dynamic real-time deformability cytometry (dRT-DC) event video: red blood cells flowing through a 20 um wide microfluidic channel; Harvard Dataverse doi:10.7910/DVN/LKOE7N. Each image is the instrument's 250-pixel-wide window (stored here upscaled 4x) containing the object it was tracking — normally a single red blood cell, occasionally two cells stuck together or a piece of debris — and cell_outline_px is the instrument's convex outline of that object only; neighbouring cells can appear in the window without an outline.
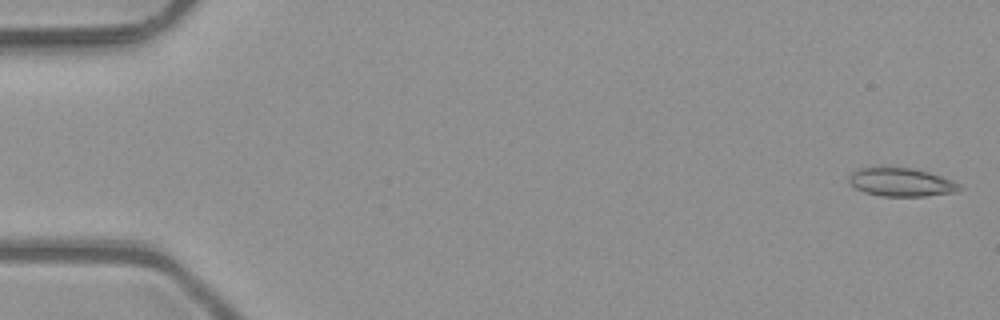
{"species": "common noctule bat (a hibernating species)", "species_latin": "Nyctalus noctula", "temperature_condition": "room temperature", "stored_images_in_passage": 14, "camera_frame_rate_fps": 3000, "um_per_image_px": 0.085, "animal": {"sex": "male", "body_mass_g": 23.1, "forearm_length_mm": 52.7}, "frame": {"image": 1, "passage_image": 1, "time_ms": 0.0, "image_size_px": [1000, 320], "cell_outline_px": [[964, 188], [956, 192], [924, 196], [880, 196], [864, 192], [856, 188], [848, 180], [848, 176], [852, 172], [860, 168], [912, 168], [928, 172], [952, 180], [960, 184]], "centroid_in_image_um": [76.62, 15.5], "position_along_channel_um": 8.4, "area_um2": 18.15}}